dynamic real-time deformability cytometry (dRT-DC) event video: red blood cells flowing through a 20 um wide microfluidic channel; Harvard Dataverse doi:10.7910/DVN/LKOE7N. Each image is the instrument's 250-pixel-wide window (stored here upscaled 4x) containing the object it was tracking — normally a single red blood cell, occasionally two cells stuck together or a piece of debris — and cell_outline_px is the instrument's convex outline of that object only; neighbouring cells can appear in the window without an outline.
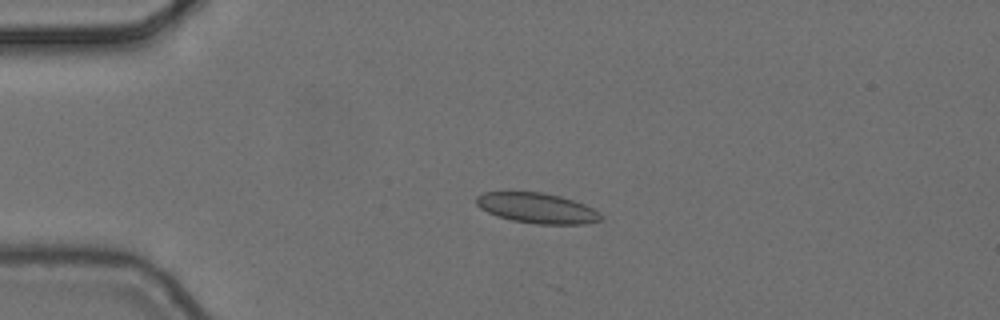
{"species": "common noctule bat (a hibernating species)", "species_latin": "Nyctalus noctula", "temperature_condition": "cold", "stored_images_in_passage": 5, "camera_frame_rate_fps": 3000, "um_per_image_px": 0.085, "animal": {"sex": "female", "body_mass_g": 24.6, "forearm_length_mm": 56.2}, "frame": {"image": 1, "passage_image": 4, "time_ms": 1.0, "image_size_px": [1000, 320], "cell_outline_px": [[604, 216], [600, 220], [584, 224], [536, 224], [512, 220], [496, 216], [480, 208], [476, 204], [476, 196], [484, 192], [544, 192], [560, 196], [584, 204], [600, 212]], "centroid_in_image_um": [45.65, 17.69], "position_along_channel_um": 39.4, "area_um2": 22.02}}